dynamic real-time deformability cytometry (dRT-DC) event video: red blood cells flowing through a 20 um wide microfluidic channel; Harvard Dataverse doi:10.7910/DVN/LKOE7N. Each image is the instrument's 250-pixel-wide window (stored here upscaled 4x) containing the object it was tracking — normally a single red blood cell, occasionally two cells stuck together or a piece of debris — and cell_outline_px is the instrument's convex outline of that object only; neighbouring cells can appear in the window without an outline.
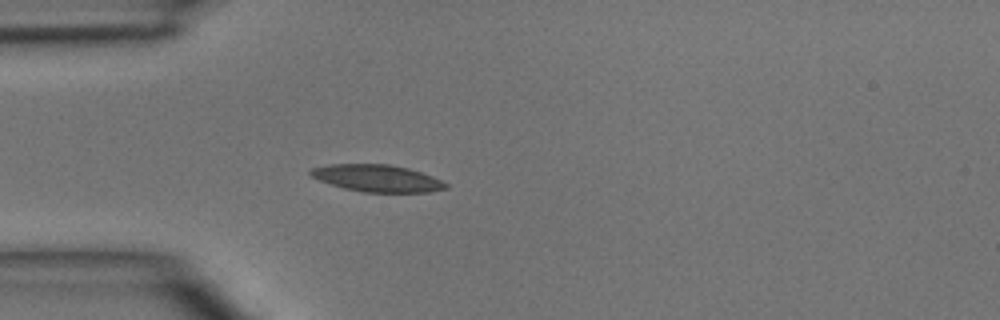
{"species": "common noctule bat (a hibernating species)", "species_latin": "Nyctalus noctula", "temperature_condition": "room temperature", "stored_images_in_passage": 3, "camera_frame_rate_fps": 3000, "um_per_image_px": 0.085, "animal": {"sex": "male", "body_mass_g": 15.6}, "frame": {"image": 1, "passage_image": 3, "time_ms": 2.333, "image_size_px": [1000, 320], "cell_outline_px": [[448, 188], [428, 192], [364, 192], [344, 188], [308, 176], [308, 172], [312, 168], [332, 164], [388, 164], [408, 168], [432, 176], [448, 184]], "centroid_in_image_um": [32.05, 15.15], "position_along_channel_um": 53.0, "area_um2": 21.15}}